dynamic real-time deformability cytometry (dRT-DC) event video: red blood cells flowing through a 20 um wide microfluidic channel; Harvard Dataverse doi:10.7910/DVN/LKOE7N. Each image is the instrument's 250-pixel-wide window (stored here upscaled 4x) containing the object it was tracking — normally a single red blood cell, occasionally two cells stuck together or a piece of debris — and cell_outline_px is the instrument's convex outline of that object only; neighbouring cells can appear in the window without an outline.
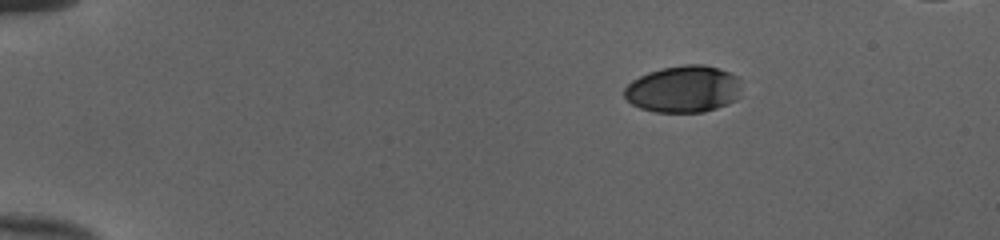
{"species": "human", "species_latin": "Homo sapiens", "temperature_condition": "cold", "stored_images_in_passage": 44, "camera_frame_rate_fps": 3000, "um_per_image_px": 0.085, "donor": {"sex": "female"}, "frame": {"image": 1, "passage_image": 1, "time_ms": 0.0, "image_size_px": [1000, 240], "cell_outline_px": [[740, 96], [736, 100], [716, 108], [704, 112], [656, 112], [640, 108], [632, 104], [624, 96], [624, 88], [632, 80], [648, 72], [660, 68], [684, 64], [704, 64], [728, 72], [736, 76]], "centroid_in_image_um": [58.06, 7.57], "position_along_channel_um": 26.9, "area_um2": 31.91}}
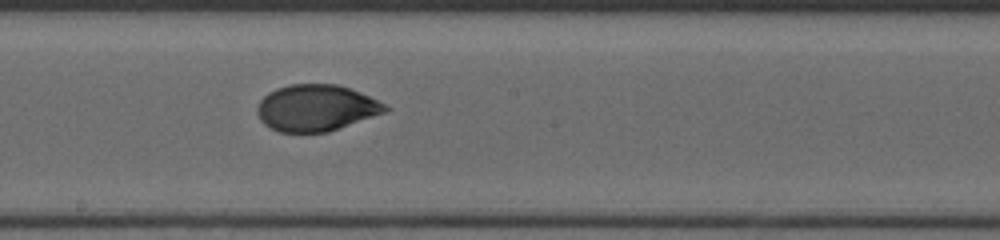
{"frame": {"image": 2, "passage_image": 23, "time_ms": 7.333, "image_size_px": [1000, 240], "cell_outline_px": [[392, 108], [388, 112], [328, 132], [280, 132], [264, 124], [260, 120], [256, 112], [256, 108], [260, 100], [268, 92], [276, 88], [292, 84], [336, 84], [348, 88], [368, 96]], "centroid_in_image_um": [26.87, 9.18], "position_along_channel_um": 221.3, "area_um2": 34.68}}
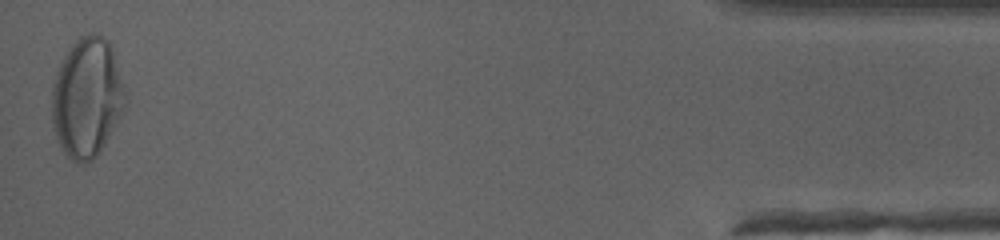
{"frame": {"image": 3, "passage_image": 44, "time_ms": 14.333, "image_size_px": [1000, 240], "cell_outline_px": [[128, 100], [120, 116], [100, 152], [92, 160], [84, 164], [76, 164], [60, 148], [56, 140], [52, 128], [52, 84], [56, 72], [64, 56], [72, 44], [80, 36], [92, 32], [96, 32], [104, 36], [108, 40], [112, 48]], "centroid_in_image_um": [7.38, 8.31], "position_along_channel_um": 427.8, "area_um2": 51.62}, "authors_computed_cell_mechanics": {"area_um2": 35.4025, "velocity_mm_per_s": 4.0125, "shape_relaxation_time_tau1_ms": 4.7907, "shape_relaxation_time_tau2_ms": 0.9937, "deformation_change_tau1": 0.1972, "deformation_change_tau2": 0.035}}